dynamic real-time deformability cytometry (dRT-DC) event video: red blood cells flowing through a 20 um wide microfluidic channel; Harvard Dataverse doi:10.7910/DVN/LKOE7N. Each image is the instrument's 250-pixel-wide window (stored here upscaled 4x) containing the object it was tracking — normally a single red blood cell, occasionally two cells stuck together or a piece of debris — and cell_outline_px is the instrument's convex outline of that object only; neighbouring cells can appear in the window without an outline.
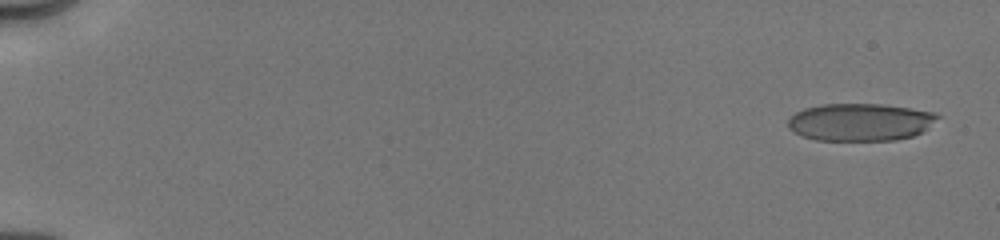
{"species": "human", "species_latin": "Homo sapiens", "temperature_condition": "cold", "stored_images_in_passage": 19, "camera_frame_rate_fps": 3000, "um_per_image_px": 0.085, "donor": {"sex": "male"}, "frame": {"image": 1, "passage_image": 2, "time_ms": 0.333, "image_size_px": [1000, 240], "cell_outline_px": [[940, 116], [920, 132], [912, 136], [896, 140], [816, 140], [800, 136], [788, 128], [788, 120], [796, 112], [804, 108], [820, 104], [880, 104], [912, 108], [936, 112]], "centroid_in_image_um": [73.08, 10.37], "position_along_channel_um": 11.9, "area_um2": 32.66}}
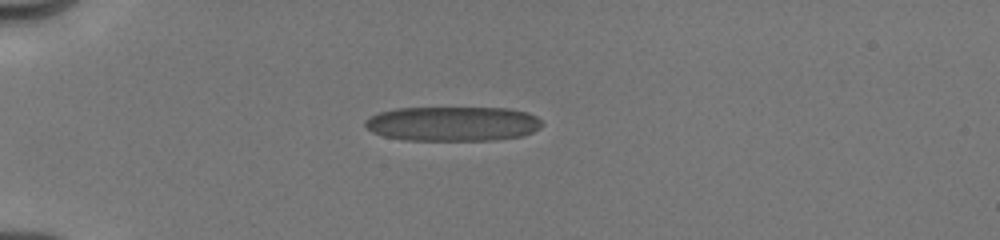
{"frame": {"image": 2, "passage_image": 12, "time_ms": 4.667, "image_size_px": [1000, 240], "cell_outline_px": [[544, 124], [540, 128], [524, 136], [496, 140], [404, 140], [384, 136], [372, 132], [364, 124], [364, 120], [368, 116], [380, 112], [396, 108], [512, 108], [528, 112], [536, 116]], "centroid_in_image_um": [38.51, 10.52], "position_along_channel_um": 46.5, "area_um2": 36.07}}
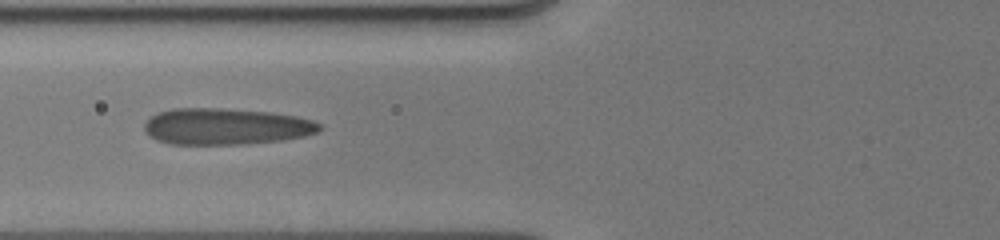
{"frame": {"image": 3, "passage_image": 17, "time_ms": 7.0, "image_size_px": [1000, 240], "cell_outline_px": [[324, 128], [320, 132], [304, 136], [280, 140], [244, 144], [168, 144], [156, 140], [148, 136], [144, 132], [144, 124], [156, 112], [172, 108], [224, 108], [272, 112], [296, 116], [312, 120], [320, 124]], "centroid_in_image_um": [19.19, 10.74], "position_along_channel_um": 106.6, "area_um2": 37.57}}